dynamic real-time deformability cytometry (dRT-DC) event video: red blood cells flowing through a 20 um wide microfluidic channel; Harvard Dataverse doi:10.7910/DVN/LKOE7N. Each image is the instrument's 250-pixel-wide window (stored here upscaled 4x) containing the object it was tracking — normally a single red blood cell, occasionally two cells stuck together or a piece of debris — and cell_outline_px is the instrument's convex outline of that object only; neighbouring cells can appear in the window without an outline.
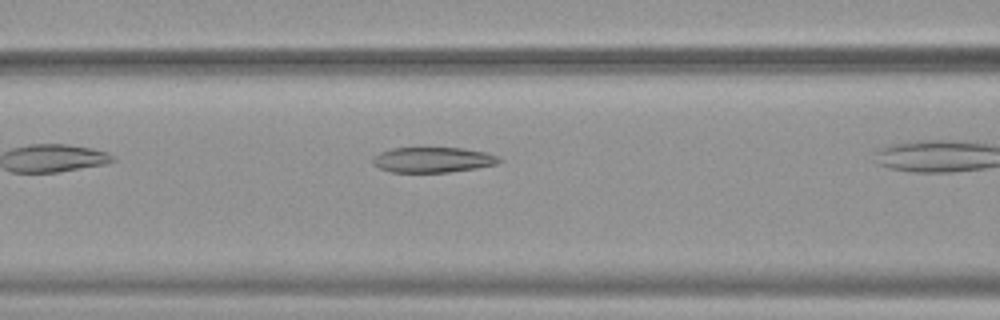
{"species": "common noctule bat (a hibernating species)", "species_latin": "Nyctalus noctula", "temperature_condition": "warm", "stored_images_in_passage": 17, "camera_frame_rate_fps": 3000, "um_per_image_px": 0.085, "animal": {"sex": "female", "body_mass_g": 19.9}, "frame": {"image": 1, "passage_image": 3, "time_ms": 0.667, "image_size_px": [1000, 320], "cell_outline_px": [[500, 160], [496, 164], [476, 168], [448, 172], [392, 172], [380, 168], [372, 164], [372, 156], [380, 152], [392, 148], [460, 148], [484, 152], [496, 156]], "centroid_in_image_um": [36.71, 13.58], "position_along_channel_um": 129.9, "area_um2": 18.44}}